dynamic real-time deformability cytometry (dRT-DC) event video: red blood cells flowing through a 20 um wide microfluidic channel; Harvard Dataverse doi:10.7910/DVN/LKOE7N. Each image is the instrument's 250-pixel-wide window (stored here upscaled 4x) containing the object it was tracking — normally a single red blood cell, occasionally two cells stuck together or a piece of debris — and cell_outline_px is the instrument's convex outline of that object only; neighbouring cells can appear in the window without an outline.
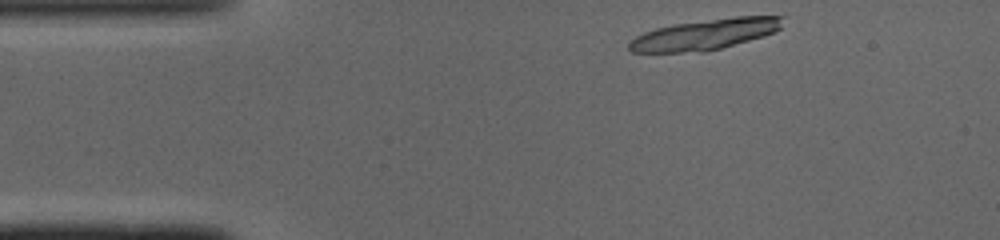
{"species": "common noctule bat (a hibernating species)", "species_latin": "Nyctalus noctula", "temperature_condition": "cold", "stored_images_in_passage": 9, "camera_frame_rate_fps": 3000, "um_per_image_px": 0.085, "animal": {"sex": "male", "body_mass_g": 19.0, "forearm_length_mm": 50.8}, "frame": {"image": 1, "passage_image": 1, "time_ms": 0.0, "image_size_px": [1000, 240], "cell_outline_px": [[784, 16], [780, 28], [764, 36], [720, 48], [704, 52], [632, 52], [628, 48], [628, 44], [636, 36], [644, 32], [656, 28], [672, 24], [736, 16]], "centroid_in_image_um": [59.91, 2.92], "position_along_channel_um": 25.1, "area_um2": 27.28}}